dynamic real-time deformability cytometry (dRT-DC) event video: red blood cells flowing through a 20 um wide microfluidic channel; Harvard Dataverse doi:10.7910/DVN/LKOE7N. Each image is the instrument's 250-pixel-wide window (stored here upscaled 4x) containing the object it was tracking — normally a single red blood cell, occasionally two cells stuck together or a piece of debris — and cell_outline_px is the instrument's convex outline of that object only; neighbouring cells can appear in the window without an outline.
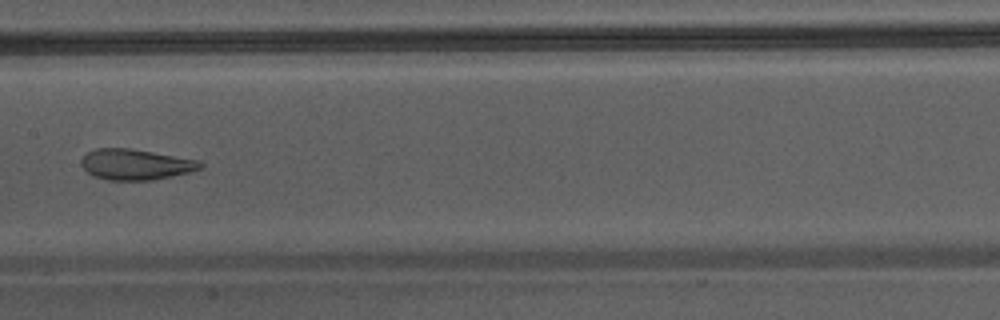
{"species": "Egyptian fruit bat (a non-hibernating species)", "species_latin": "Rousettus aegyptiacus", "temperature_condition": "warm", "stored_images_in_passage": 34, "camera_frame_rate_fps": 3000, "um_per_image_px": 0.085, "animal": {"sex": "male"}, "frame": {"image": 1, "passage_image": 15, "time_ms": 4.667, "image_size_px": [1000, 320], "cell_outline_px": [[204, 164], [200, 168], [188, 172], [172, 176], [152, 180], [108, 180], [92, 176], [80, 164], [80, 160], [88, 152], [96, 148], [128, 148], [200, 160]], "centroid_in_image_um": [11.51, 13.98], "position_along_channel_um": 195.9, "area_um2": 21.21}}